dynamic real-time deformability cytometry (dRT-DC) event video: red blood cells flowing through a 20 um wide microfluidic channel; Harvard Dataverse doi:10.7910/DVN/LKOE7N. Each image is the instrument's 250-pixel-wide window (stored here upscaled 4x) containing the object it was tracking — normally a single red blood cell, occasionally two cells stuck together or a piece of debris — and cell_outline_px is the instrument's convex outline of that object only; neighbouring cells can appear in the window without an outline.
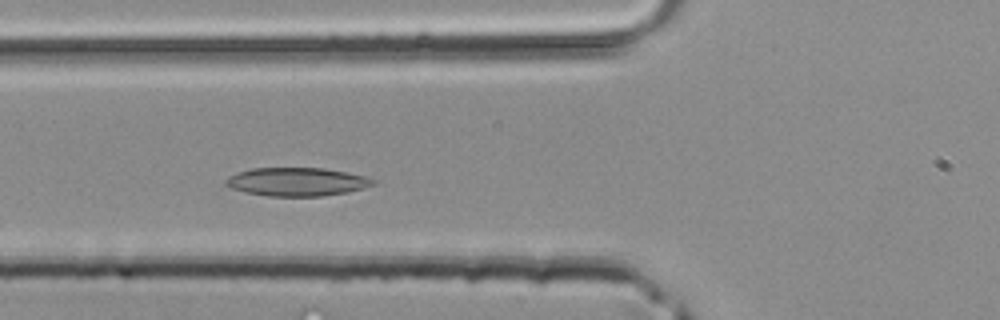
{"species": "common noctule bat (a hibernating species)", "species_latin": "Nyctalus noctula", "temperature_condition": "room temperature", "stored_images_in_passage": 33, "camera_frame_rate_fps": 3000, "um_per_image_px": 0.085, "animal": {"sex": "male", "body_mass_g": 20.4}, "frame": {"image": 1, "passage_image": 10, "time_ms": 3.0, "image_size_px": [1000, 320], "cell_outline_px": [[376, 184], [348, 192], [320, 196], [268, 196], [244, 192], [232, 188], [224, 184], [224, 180], [228, 176], [236, 172], [252, 168], [324, 168], [368, 176], [376, 180]], "centroid_in_image_um": [25.22, 15.45], "position_along_channel_um": 100.6, "area_um2": 24.57}}
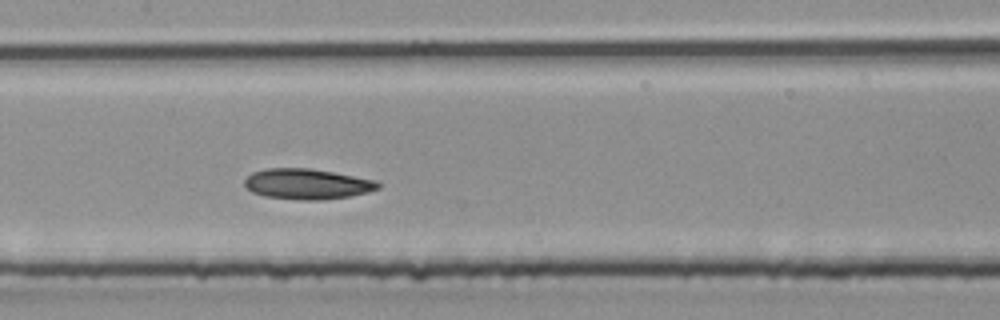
{"frame": {"image": 2, "passage_image": 15, "time_ms": 4.667, "image_size_px": [1000, 320], "cell_outline_px": [[380, 188], [368, 192], [348, 196], [324, 200], [304, 200], [264, 196], [252, 192], [244, 184], [244, 180], [252, 172], [264, 168], [308, 168], [332, 172], [376, 180], [380, 184]], "centroid_in_image_um": [26.09, 15.64], "position_along_channel_um": 181.3, "area_um2": 23.64}}
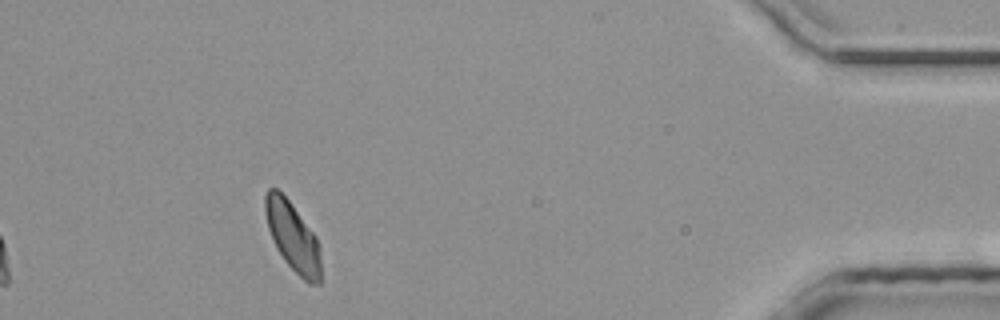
{"frame": {"image": 3, "passage_image": 33, "time_ms": 10.667, "image_size_px": [1000, 320], "cell_outline_px": [[320, 284], [308, 284], [284, 260], [276, 248], [268, 228], [264, 208], [264, 196], [268, 188], [276, 188], [288, 200], [316, 236], [320, 248]], "centroid_in_image_um": [24.87, 20.12], "position_along_channel_um": 410.3, "area_um2": 22.2}}